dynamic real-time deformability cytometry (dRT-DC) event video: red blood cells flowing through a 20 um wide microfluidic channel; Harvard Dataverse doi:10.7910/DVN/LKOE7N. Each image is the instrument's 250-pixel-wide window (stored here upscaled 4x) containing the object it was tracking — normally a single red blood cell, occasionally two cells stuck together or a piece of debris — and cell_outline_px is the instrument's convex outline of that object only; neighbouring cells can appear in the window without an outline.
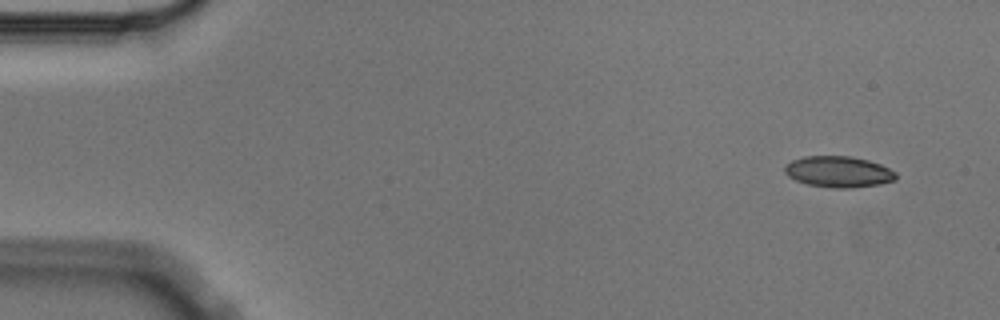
{"species": "Egyptian fruit bat (a non-hibernating species)", "species_latin": "Rousettus aegyptiacus", "temperature_condition": "cold", "stored_images_in_passage": 5, "camera_frame_rate_fps": 3000, "um_per_image_px": 0.085, "animal": {"sex": "male"}, "frame": {"image": 1, "passage_image": 1, "time_ms": 0.0, "image_size_px": [1000, 320], "cell_outline_px": [[896, 180], [880, 184], [852, 188], [832, 188], [808, 184], [796, 180], [788, 176], [784, 172], [784, 168], [792, 160], [804, 156], [848, 156], [868, 160], [880, 164], [896, 172]], "centroid_in_image_um": [71.28, 14.6], "position_along_channel_um": 13.7, "area_um2": 20.11}}
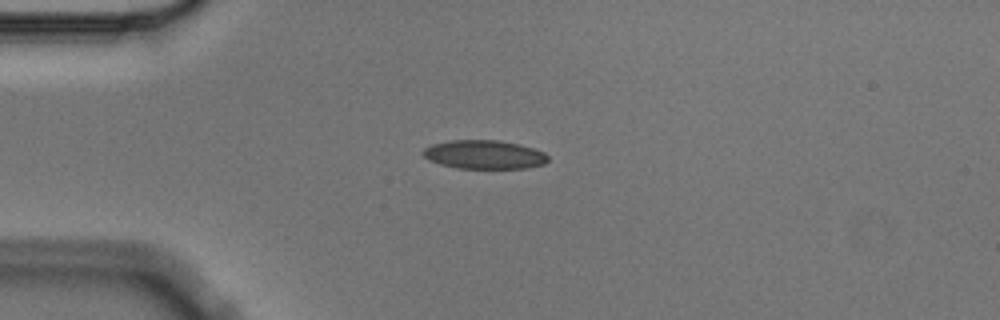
{"frame": {"image": 2, "passage_image": 4, "time_ms": 1.0, "image_size_px": [1000, 320], "cell_outline_px": [[548, 160], [544, 164], [528, 168], [456, 168], [440, 164], [428, 160], [420, 152], [424, 148], [432, 144], [452, 140], [500, 140], [520, 144], [544, 152], [548, 156]], "centroid_in_image_um": [41.15, 13.13], "position_along_channel_um": 43.9, "area_um2": 21.04}}